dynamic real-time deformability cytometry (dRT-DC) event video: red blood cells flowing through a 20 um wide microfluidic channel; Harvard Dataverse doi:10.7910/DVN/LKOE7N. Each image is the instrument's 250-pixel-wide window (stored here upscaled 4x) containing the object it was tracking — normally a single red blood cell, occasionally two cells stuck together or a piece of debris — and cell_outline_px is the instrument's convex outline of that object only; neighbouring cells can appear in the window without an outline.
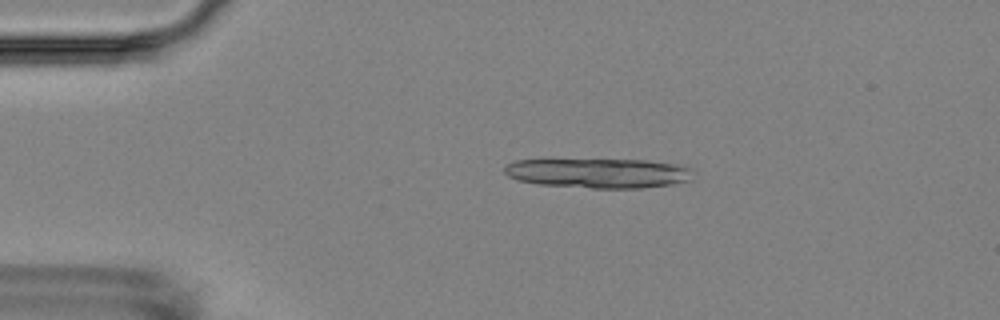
{"species": "Egyptian fruit bat (a non-hibernating species)", "species_latin": "Rousettus aegyptiacus", "temperature_condition": "room temperature", "stored_images_in_passage": 4, "camera_frame_rate_fps": 3000, "um_per_image_px": 0.085, "animal": {"sex": "female"}, "frame": {"image": 1, "passage_image": 3, "time_ms": 2.333, "image_size_px": [1000, 320], "cell_outline_px": [[692, 180], [672, 184], [644, 188], [592, 188], [536, 184], [516, 180], [508, 176], [504, 172], [504, 168], [508, 164], [516, 160], [644, 160], [680, 164], [692, 168]], "centroid_in_image_um": [50.91, 14.72], "position_along_channel_um": 34.1, "area_um2": 32.77}}